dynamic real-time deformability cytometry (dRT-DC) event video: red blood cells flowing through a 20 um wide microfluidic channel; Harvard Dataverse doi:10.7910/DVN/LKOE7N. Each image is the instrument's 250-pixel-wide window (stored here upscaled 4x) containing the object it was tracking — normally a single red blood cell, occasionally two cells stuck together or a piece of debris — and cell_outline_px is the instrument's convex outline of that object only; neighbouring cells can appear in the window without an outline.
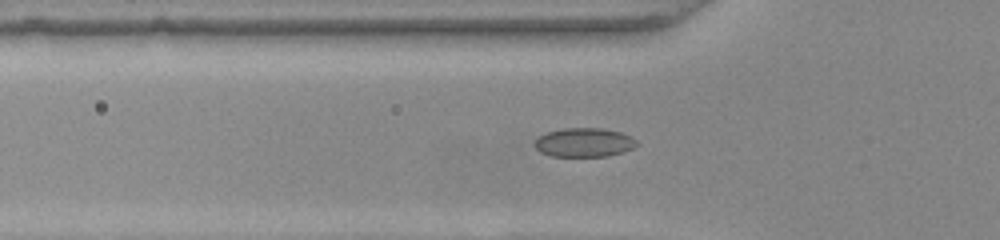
{"species": "common noctule bat (a hibernating species)", "species_latin": "Nyctalus noctula", "temperature_condition": "warm", "stored_images_in_passage": 37, "camera_frame_rate_fps": 3000, "um_per_image_px": 0.085, "animal": {"sex": "female", "body_mass_g": 22.0, "forearm_length_mm": 56.7}, "frame": {"image": 1, "passage_image": 2, "time_ms": 0.333, "image_size_px": [1000, 240], "cell_outline_px": [[636, 144], [632, 148], [624, 152], [608, 156], [552, 156], [540, 152], [532, 144], [540, 136], [548, 132], [564, 128], [600, 128], [620, 132], [632, 136], [636, 140]], "centroid_in_image_um": [49.65, 12.11], "position_along_channel_um": 76.2, "area_um2": 17.17}}
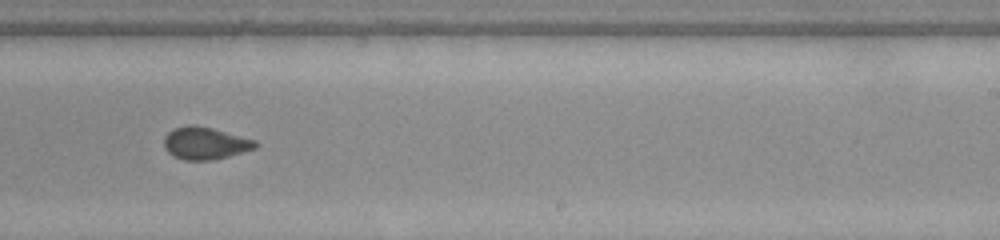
{"frame": {"image": 2, "passage_image": 17, "time_ms": 5.333, "image_size_px": [1000, 240], "cell_outline_px": [[260, 144], [256, 148], [228, 156], [212, 160], [184, 160], [172, 156], [164, 148], [164, 136], [172, 128], [188, 124], [192, 124], [212, 128], [256, 140]], "centroid_in_image_um": [17.41, 12.17], "position_along_channel_um": 271.6, "area_um2": 17.4}}
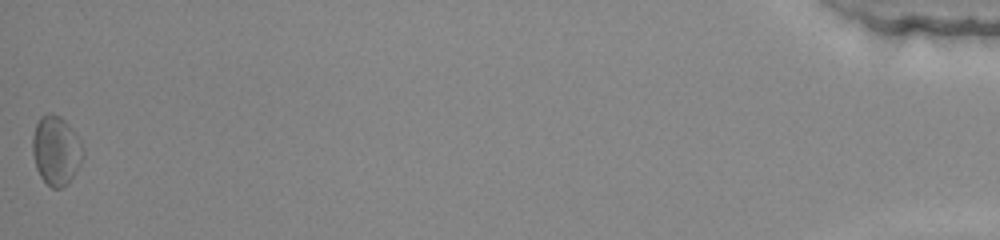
{"frame": {"image": 3, "passage_image": 37, "time_ms": 12.0, "image_size_px": [1000, 240], "cell_outline_px": [[84, 156], [80, 164], [68, 184], [60, 188], [52, 188], [40, 176], [36, 168], [32, 152], [32, 136], [36, 124], [40, 116], [48, 112], [52, 112], [60, 116], [68, 124], [80, 140], [84, 152]], "centroid_in_image_um": [4.76, 12.77], "position_along_channel_um": 430.4, "area_um2": 20.46}, "authors_computed_cell_mechanics": {"area_um2": 17.051, "velocity_mm_per_s": 3.9032, "shape_relaxation_time_tau1_ms": 7.9535, "shape_relaxation_time_tau2_ms": 2.0454, "deformation_change_tau1": 0.1132, "deformation_change_tau2": 0.0695}}